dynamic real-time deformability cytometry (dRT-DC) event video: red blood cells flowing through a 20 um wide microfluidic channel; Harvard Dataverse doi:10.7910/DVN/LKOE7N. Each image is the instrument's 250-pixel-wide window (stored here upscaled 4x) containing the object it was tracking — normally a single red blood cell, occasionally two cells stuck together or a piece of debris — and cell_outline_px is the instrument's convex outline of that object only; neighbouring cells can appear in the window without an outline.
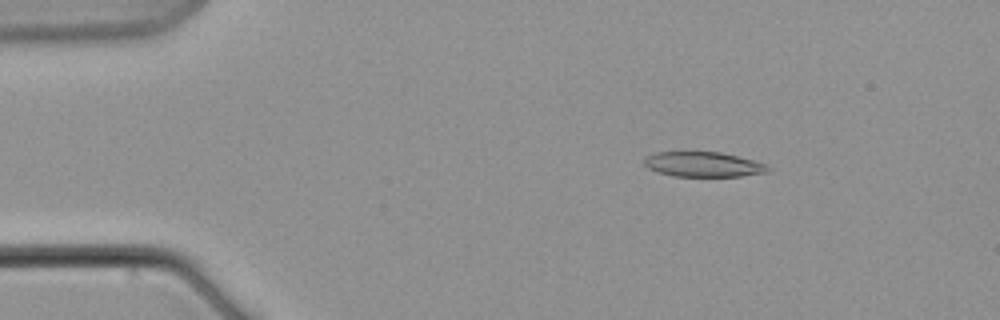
{"species": "common noctule bat (a hibernating species)", "species_latin": "Nyctalus noctula", "temperature_condition": "warm", "stored_images_in_passage": 7, "camera_frame_rate_fps": 3000, "um_per_image_px": 0.085, "animal": {"sex": "male", "body_mass_g": 21.5, "forearm_length_mm": 52.0}, "frame": {"image": 1, "passage_image": 3, "time_ms": 2.333, "image_size_px": [1000, 320], "cell_outline_px": [[772, 168], [768, 172], [740, 176], [672, 176], [656, 172], [648, 168], [644, 164], [644, 160], [648, 156], [656, 152], [720, 152], [752, 160], [764, 164]], "centroid_in_image_um": [59.76, 13.98], "position_along_channel_um": 25.2, "area_um2": 17.86}}
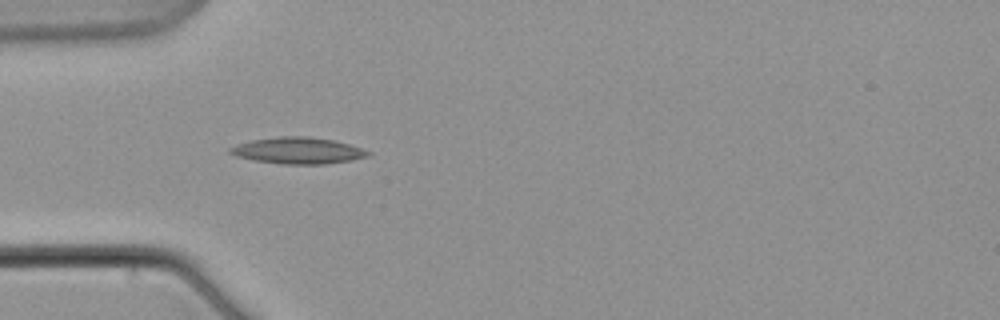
{"frame": {"image": 2, "passage_image": 6, "time_ms": 6.0, "image_size_px": [1000, 320], "cell_outline_px": [[372, 152], [368, 156], [352, 160], [324, 164], [284, 164], [256, 160], [236, 156], [228, 152], [228, 148], [236, 144], [252, 140], [280, 136], [308, 136], [332, 140], [348, 144]], "centroid_in_image_um": [25.31, 12.79], "position_along_channel_um": 59.7, "area_um2": 21.1}}